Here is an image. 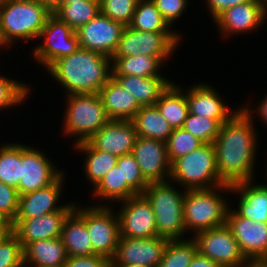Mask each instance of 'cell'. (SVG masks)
Listing matches in <instances>:
<instances>
[{
  "instance_id": "6da1fadb",
  "label": "cell",
  "mask_w": 267,
  "mask_h": 267,
  "mask_svg": "<svg viewBox=\"0 0 267 267\" xmlns=\"http://www.w3.org/2000/svg\"><path fill=\"white\" fill-rule=\"evenodd\" d=\"M253 122L241 108L221 125L213 142L219 178L227 185L253 180L258 142Z\"/></svg>"
},
{
  "instance_id": "7a4b0ae2",
  "label": "cell",
  "mask_w": 267,
  "mask_h": 267,
  "mask_svg": "<svg viewBox=\"0 0 267 267\" xmlns=\"http://www.w3.org/2000/svg\"><path fill=\"white\" fill-rule=\"evenodd\" d=\"M112 60L101 53L79 48L56 60L47 70L69 94H99L112 78Z\"/></svg>"
},
{
  "instance_id": "3957f363",
  "label": "cell",
  "mask_w": 267,
  "mask_h": 267,
  "mask_svg": "<svg viewBox=\"0 0 267 267\" xmlns=\"http://www.w3.org/2000/svg\"><path fill=\"white\" fill-rule=\"evenodd\" d=\"M51 14L35 0H0V47L38 39Z\"/></svg>"
},
{
  "instance_id": "277c9868",
  "label": "cell",
  "mask_w": 267,
  "mask_h": 267,
  "mask_svg": "<svg viewBox=\"0 0 267 267\" xmlns=\"http://www.w3.org/2000/svg\"><path fill=\"white\" fill-rule=\"evenodd\" d=\"M219 190L231 191V186H221L208 189L186 190L183 201V218L185 229L194 234L226 225L229 206L227 201L218 194Z\"/></svg>"
},
{
  "instance_id": "5b68a950",
  "label": "cell",
  "mask_w": 267,
  "mask_h": 267,
  "mask_svg": "<svg viewBox=\"0 0 267 267\" xmlns=\"http://www.w3.org/2000/svg\"><path fill=\"white\" fill-rule=\"evenodd\" d=\"M170 182H150L142 194L154 211L157 235L168 240L184 239L181 237L186 233L183 218L186 190L181 193Z\"/></svg>"
},
{
  "instance_id": "8992f818",
  "label": "cell",
  "mask_w": 267,
  "mask_h": 267,
  "mask_svg": "<svg viewBox=\"0 0 267 267\" xmlns=\"http://www.w3.org/2000/svg\"><path fill=\"white\" fill-rule=\"evenodd\" d=\"M171 179L183 185L185 190L208 189L225 184L219 178L213 143H204L176 159L171 164Z\"/></svg>"
},
{
  "instance_id": "52a82bcc",
  "label": "cell",
  "mask_w": 267,
  "mask_h": 267,
  "mask_svg": "<svg viewBox=\"0 0 267 267\" xmlns=\"http://www.w3.org/2000/svg\"><path fill=\"white\" fill-rule=\"evenodd\" d=\"M64 117V133L77 137L75 144L88 141L110 119L99 94H69Z\"/></svg>"
},
{
  "instance_id": "ba28073f",
  "label": "cell",
  "mask_w": 267,
  "mask_h": 267,
  "mask_svg": "<svg viewBox=\"0 0 267 267\" xmlns=\"http://www.w3.org/2000/svg\"><path fill=\"white\" fill-rule=\"evenodd\" d=\"M177 32H146L126 26L112 57L148 55L157 57L162 63L179 46Z\"/></svg>"
},
{
  "instance_id": "9c48e42d",
  "label": "cell",
  "mask_w": 267,
  "mask_h": 267,
  "mask_svg": "<svg viewBox=\"0 0 267 267\" xmlns=\"http://www.w3.org/2000/svg\"><path fill=\"white\" fill-rule=\"evenodd\" d=\"M42 37L44 43L37 45L33 57L46 69L56 60L71 55L80 48L75 30L53 13L47 18L39 35V38Z\"/></svg>"
},
{
  "instance_id": "30bf717a",
  "label": "cell",
  "mask_w": 267,
  "mask_h": 267,
  "mask_svg": "<svg viewBox=\"0 0 267 267\" xmlns=\"http://www.w3.org/2000/svg\"><path fill=\"white\" fill-rule=\"evenodd\" d=\"M192 237L197 252L221 267H241L247 262L227 225L198 232Z\"/></svg>"
},
{
  "instance_id": "8fae6325",
  "label": "cell",
  "mask_w": 267,
  "mask_h": 267,
  "mask_svg": "<svg viewBox=\"0 0 267 267\" xmlns=\"http://www.w3.org/2000/svg\"><path fill=\"white\" fill-rule=\"evenodd\" d=\"M104 205L85 207V223L93 245V255L111 260L120 239L119 219L111 207Z\"/></svg>"
},
{
  "instance_id": "7c38bea8",
  "label": "cell",
  "mask_w": 267,
  "mask_h": 267,
  "mask_svg": "<svg viewBox=\"0 0 267 267\" xmlns=\"http://www.w3.org/2000/svg\"><path fill=\"white\" fill-rule=\"evenodd\" d=\"M125 26L101 12L75 32L80 48L112 57Z\"/></svg>"
},
{
  "instance_id": "4fadbf2b",
  "label": "cell",
  "mask_w": 267,
  "mask_h": 267,
  "mask_svg": "<svg viewBox=\"0 0 267 267\" xmlns=\"http://www.w3.org/2000/svg\"><path fill=\"white\" fill-rule=\"evenodd\" d=\"M122 202L121 210L117 213L120 236L129 238L158 236L154 211L143 194H137Z\"/></svg>"
},
{
  "instance_id": "5bb4252c",
  "label": "cell",
  "mask_w": 267,
  "mask_h": 267,
  "mask_svg": "<svg viewBox=\"0 0 267 267\" xmlns=\"http://www.w3.org/2000/svg\"><path fill=\"white\" fill-rule=\"evenodd\" d=\"M168 239L160 236L129 238L120 236L111 265H148L157 267L163 258Z\"/></svg>"
},
{
  "instance_id": "9a60e30c",
  "label": "cell",
  "mask_w": 267,
  "mask_h": 267,
  "mask_svg": "<svg viewBox=\"0 0 267 267\" xmlns=\"http://www.w3.org/2000/svg\"><path fill=\"white\" fill-rule=\"evenodd\" d=\"M226 225L247 260L267 259V223L241 217L229 208Z\"/></svg>"
},
{
  "instance_id": "2e32d148",
  "label": "cell",
  "mask_w": 267,
  "mask_h": 267,
  "mask_svg": "<svg viewBox=\"0 0 267 267\" xmlns=\"http://www.w3.org/2000/svg\"><path fill=\"white\" fill-rule=\"evenodd\" d=\"M38 149L21 144V180L19 195L45 188L63 173Z\"/></svg>"
},
{
  "instance_id": "e0dca14e",
  "label": "cell",
  "mask_w": 267,
  "mask_h": 267,
  "mask_svg": "<svg viewBox=\"0 0 267 267\" xmlns=\"http://www.w3.org/2000/svg\"><path fill=\"white\" fill-rule=\"evenodd\" d=\"M131 154L149 183L170 180L171 163L165 142L137 136Z\"/></svg>"
},
{
  "instance_id": "ac0fdd59",
  "label": "cell",
  "mask_w": 267,
  "mask_h": 267,
  "mask_svg": "<svg viewBox=\"0 0 267 267\" xmlns=\"http://www.w3.org/2000/svg\"><path fill=\"white\" fill-rule=\"evenodd\" d=\"M74 204H66L60 211L30 219H15L12 232L18 237L23 249L31 242L61 237L62 225Z\"/></svg>"
},
{
  "instance_id": "d6986e66",
  "label": "cell",
  "mask_w": 267,
  "mask_h": 267,
  "mask_svg": "<svg viewBox=\"0 0 267 267\" xmlns=\"http://www.w3.org/2000/svg\"><path fill=\"white\" fill-rule=\"evenodd\" d=\"M136 138L132 120H109L88 142L97 150L121 157L132 153Z\"/></svg>"
},
{
  "instance_id": "ffe728a7",
  "label": "cell",
  "mask_w": 267,
  "mask_h": 267,
  "mask_svg": "<svg viewBox=\"0 0 267 267\" xmlns=\"http://www.w3.org/2000/svg\"><path fill=\"white\" fill-rule=\"evenodd\" d=\"M267 10L258 1H249L235 5L221 13L214 22L220 29L221 36L247 33L264 23Z\"/></svg>"
},
{
  "instance_id": "44dd1931",
  "label": "cell",
  "mask_w": 267,
  "mask_h": 267,
  "mask_svg": "<svg viewBox=\"0 0 267 267\" xmlns=\"http://www.w3.org/2000/svg\"><path fill=\"white\" fill-rule=\"evenodd\" d=\"M64 178L62 174L49 186L20 195L15 219H30L60 211L65 205L56 206V204L62 192Z\"/></svg>"
},
{
  "instance_id": "7402d4cb",
  "label": "cell",
  "mask_w": 267,
  "mask_h": 267,
  "mask_svg": "<svg viewBox=\"0 0 267 267\" xmlns=\"http://www.w3.org/2000/svg\"><path fill=\"white\" fill-rule=\"evenodd\" d=\"M218 94L215 88L207 84L189 87L185 93L189 113L211 119H231L241 108L228 111Z\"/></svg>"
},
{
  "instance_id": "603a6c76",
  "label": "cell",
  "mask_w": 267,
  "mask_h": 267,
  "mask_svg": "<svg viewBox=\"0 0 267 267\" xmlns=\"http://www.w3.org/2000/svg\"><path fill=\"white\" fill-rule=\"evenodd\" d=\"M61 240L68 257L93 255V245L85 223V208L74 209L62 225Z\"/></svg>"
},
{
  "instance_id": "cb8c5ba5",
  "label": "cell",
  "mask_w": 267,
  "mask_h": 267,
  "mask_svg": "<svg viewBox=\"0 0 267 267\" xmlns=\"http://www.w3.org/2000/svg\"><path fill=\"white\" fill-rule=\"evenodd\" d=\"M99 95L110 120H132L141 108L113 77L100 89Z\"/></svg>"
},
{
  "instance_id": "d4e9b609",
  "label": "cell",
  "mask_w": 267,
  "mask_h": 267,
  "mask_svg": "<svg viewBox=\"0 0 267 267\" xmlns=\"http://www.w3.org/2000/svg\"><path fill=\"white\" fill-rule=\"evenodd\" d=\"M251 182H239L231 186L230 192L241 195L238 208H234V211L241 217L267 223V185H252Z\"/></svg>"
},
{
  "instance_id": "484cf974",
  "label": "cell",
  "mask_w": 267,
  "mask_h": 267,
  "mask_svg": "<svg viewBox=\"0 0 267 267\" xmlns=\"http://www.w3.org/2000/svg\"><path fill=\"white\" fill-rule=\"evenodd\" d=\"M112 77L132 94L140 106L155 105L160 96L173 83L163 76L112 75Z\"/></svg>"
},
{
  "instance_id": "4316f807",
  "label": "cell",
  "mask_w": 267,
  "mask_h": 267,
  "mask_svg": "<svg viewBox=\"0 0 267 267\" xmlns=\"http://www.w3.org/2000/svg\"><path fill=\"white\" fill-rule=\"evenodd\" d=\"M23 252L24 267H63L68 258L61 237L31 242Z\"/></svg>"
},
{
  "instance_id": "83f0119b",
  "label": "cell",
  "mask_w": 267,
  "mask_h": 267,
  "mask_svg": "<svg viewBox=\"0 0 267 267\" xmlns=\"http://www.w3.org/2000/svg\"><path fill=\"white\" fill-rule=\"evenodd\" d=\"M137 136L167 142L173 128L156 105L141 106L132 119Z\"/></svg>"
},
{
  "instance_id": "f1b7e54d",
  "label": "cell",
  "mask_w": 267,
  "mask_h": 267,
  "mask_svg": "<svg viewBox=\"0 0 267 267\" xmlns=\"http://www.w3.org/2000/svg\"><path fill=\"white\" fill-rule=\"evenodd\" d=\"M173 82L155 103L173 129L183 127L189 113L185 92Z\"/></svg>"
},
{
  "instance_id": "f546056e",
  "label": "cell",
  "mask_w": 267,
  "mask_h": 267,
  "mask_svg": "<svg viewBox=\"0 0 267 267\" xmlns=\"http://www.w3.org/2000/svg\"><path fill=\"white\" fill-rule=\"evenodd\" d=\"M75 148L87 155L84 172L87 180L95 187L106 174L117 165L118 157L108 152L95 149L88 141L75 144Z\"/></svg>"
},
{
  "instance_id": "4dcf8cb0",
  "label": "cell",
  "mask_w": 267,
  "mask_h": 267,
  "mask_svg": "<svg viewBox=\"0 0 267 267\" xmlns=\"http://www.w3.org/2000/svg\"><path fill=\"white\" fill-rule=\"evenodd\" d=\"M112 75H134L138 77L162 76L159 69L163 63L154 56L134 55L111 57Z\"/></svg>"
},
{
  "instance_id": "1f68e13d",
  "label": "cell",
  "mask_w": 267,
  "mask_h": 267,
  "mask_svg": "<svg viewBox=\"0 0 267 267\" xmlns=\"http://www.w3.org/2000/svg\"><path fill=\"white\" fill-rule=\"evenodd\" d=\"M93 193L100 199L119 203L138 194L127 182H123L122 165H115L94 187Z\"/></svg>"
},
{
  "instance_id": "d6a6232c",
  "label": "cell",
  "mask_w": 267,
  "mask_h": 267,
  "mask_svg": "<svg viewBox=\"0 0 267 267\" xmlns=\"http://www.w3.org/2000/svg\"><path fill=\"white\" fill-rule=\"evenodd\" d=\"M99 12L100 1L88 0L60 4L53 14L76 31L79 27L95 18Z\"/></svg>"
},
{
  "instance_id": "836d02e7",
  "label": "cell",
  "mask_w": 267,
  "mask_h": 267,
  "mask_svg": "<svg viewBox=\"0 0 267 267\" xmlns=\"http://www.w3.org/2000/svg\"><path fill=\"white\" fill-rule=\"evenodd\" d=\"M128 27L146 32H177L170 30L160 11L151 0H139Z\"/></svg>"
},
{
  "instance_id": "e575fe53",
  "label": "cell",
  "mask_w": 267,
  "mask_h": 267,
  "mask_svg": "<svg viewBox=\"0 0 267 267\" xmlns=\"http://www.w3.org/2000/svg\"><path fill=\"white\" fill-rule=\"evenodd\" d=\"M21 180V144L10 143L0 146V181L15 187L19 192Z\"/></svg>"
},
{
  "instance_id": "d590c367",
  "label": "cell",
  "mask_w": 267,
  "mask_h": 267,
  "mask_svg": "<svg viewBox=\"0 0 267 267\" xmlns=\"http://www.w3.org/2000/svg\"><path fill=\"white\" fill-rule=\"evenodd\" d=\"M196 253L197 245L193 238L168 240L157 267H188Z\"/></svg>"
},
{
  "instance_id": "8d00e7d4",
  "label": "cell",
  "mask_w": 267,
  "mask_h": 267,
  "mask_svg": "<svg viewBox=\"0 0 267 267\" xmlns=\"http://www.w3.org/2000/svg\"><path fill=\"white\" fill-rule=\"evenodd\" d=\"M229 120L211 119L188 113L182 128L204 143H213L219 134L221 125Z\"/></svg>"
},
{
  "instance_id": "74e56055",
  "label": "cell",
  "mask_w": 267,
  "mask_h": 267,
  "mask_svg": "<svg viewBox=\"0 0 267 267\" xmlns=\"http://www.w3.org/2000/svg\"><path fill=\"white\" fill-rule=\"evenodd\" d=\"M203 144L204 142L187 132L184 128L173 129L166 142L170 163L172 164L179 157L191 153Z\"/></svg>"
},
{
  "instance_id": "f35d334b",
  "label": "cell",
  "mask_w": 267,
  "mask_h": 267,
  "mask_svg": "<svg viewBox=\"0 0 267 267\" xmlns=\"http://www.w3.org/2000/svg\"><path fill=\"white\" fill-rule=\"evenodd\" d=\"M100 12L125 27L132 20L139 0H99Z\"/></svg>"
},
{
  "instance_id": "ab89813d",
  "label": "cell",
  "mask_w": 267,
  "mask_h": 267,
  "mask_svg": "<svg viewBox=\"0 0 267 267\" xmlns=\"http://www.w3.org/2000/svg\"><path fill=\"white\" fill-rule=\"evenodd\" d=\"M29 92L26 84L0 76V110L21 104Z\"/></svg>"
},
{
  "instance_id": "60d3db41",
  "label": "cell",
  "mask_w": 267,
  "mask_h": 267,
  "mask_svg": "<svg viewBox=\"0 0 267 267\" xmlns=\"http://www.w3.org/2000/svg\"><path fill=\"white\" fill-rule=\"evenodd\" d=\"M0 267H24L23 247L12 231L0 243Z\"/></svg>"
},
{
  "instance_id": "b9f144b4",
  "label": "cell",
  "mask_w": 267,
  "mask_h": 267,
  "mask_svg": "<svg viewBox=\"0 0 267 267\" xmlns=\"http://www.w3.org/2000/svg\"><path fill=\"white\" fill-rule=\"evenodd\" d=\"M117 165H122L123 182H127L138 194H142L149 182L142 175L134 156L128 154L118 157Z\"/></svg>"
},
{
  "instance_id": "7bdbcfd3",
  "label": "cell",
  "mask_w": 267,
  "mask_h": 267,
  "mask_svg": "<svg viewBox=\"0 0 267 267\" xmlns=\"http://www.w3.org/2000/svg\"><path fill=\"white\" fill-rule=\"evenodd\" d=\"M19 192L15 187L0 181V214L11 225L17 215Z\"/></svg>"
},
{
  "instance_id": "ee69618b",
  "label": "cell",
  "mask_w": 267,
  "mask_h": 267,
  "mask_svg": "<svg viewBox=\"0 0 267 267\" xmlns=\"http://www.w3.org/2000/svg\"><path fill=\"white\" fill-rule=\"evenodd\" d=\"M156 8L160 11L164 20L170 25L176 21L185 8L189 0H151Z\"/></svg>"
},
{
  "instance_id": "f6af8a7d",
  "label": "cell",
  "mask_w": 267,
  "mask_h": 267,
  "mask_svg": "<svg viewBox=\"0 0 267 267\" xmlns=\"http://www.w3.org/2000/svg\"><path fill=\"white\" fill-rule=\"evenodd\" d=\"M63 267H111L110 260L101 255L68 257Z\"/></svg>"
},
{
  "instance_id": "bcb514c9",
  "label": "cell",
  "mask_w": 267,
  "mask_h": 267,
  "mask_svg": "<svg viewBox=\"0 0 267 267\" xmlns=\"http://www.w3.org/2000/svg\"><path fill=\"white\" fill-rule=\"evenodd\" d=\"M205 1L208 4L207 9H209V12L211 13V18L213 17V20H215L221 13H223L228 8L249 1H257V0H205Z\"/></svg>"
},
{
  "instance_id": "7dc6e473",
  "label": "cell",
  "mask_w": 267,
  "mask_h": 267,
  "mask_svg": "<svg viewBox=\"0 0 267 267\" xmlns=\"http://www.w3.org/2000/svg\"><path fill=\"white\" fill-rule=\"evenodd\" d=\"M188 267H221L219 264L210 260L208 257L200 255L198 252L192 259L191 264Z\"/></svg>"
},
{
  "instance_id": "c3c4849f",
  "label": "cell",
  "mask_w": 267,
  "mask_h": 267,
  "mask_svg": "<svg viewBox=\"0 0 267 267\" xmlns=\"http://www.w3.org/2000/svg\"><path fill=\"white\" fill-rule=\"evenodd\" d=\"M242 109L249 115L252 116V114L255 112L257 114H259V116L261 117L262 121L264 123H266L267 125V95L264 97V99L262 100L261 104H259L258 109L257 110H253L251 111V109L248 106H243ZM258 111V112H257Z\"/></svg>"
},
{
  "instance_id": "681fc988",
  "label": "cell",
  "mask_w": 267,
  "mask_h": 267,
  "mask_svg": "<svg viewBox=\"0 0 267 267\" xmlns=\"http://www.w3.org/2000/svg\"><path fill=\"white\" fill-rule=\"evenodd\" d=\"M39 4L45 6L51 13H53L59 6L61 0H35Z\"/></svg>"
},
{
  "instance_id": "f907efd6",
  "label": "cell",
  "mask_w": 267,
  "mask_h": 267,
  "mask_svg": "<svg viewBox=\"0 0 267 267\" xmlns=\"http://www.w3.org/2000/svg\"><path fill=\"white\" fill-rule=\"evenodd\" d=\"M241 267H267V259H251Z\"/></svg>"
},
{
  "instance_id": "816d5d0a",
  "label": "cell",
  "mask_w": 267,
  "mask_h": 267,
  "mask_svg": "<svg viewBox=\"0 0 267 267\" xmlns=\"http://www.w3.org/2000/svg\"><path fill=\"white\" fill-rule=\"evenodd\" d=\"M12 231V228L0 229V243Z\"/></svg>"
},
{
  "instance_id": "f5cc1de1",
  "label": "cell",
  "mask_w": 267,
  "mask_h": 267,
  "mask_svg": "<svg viewBox=\"0 0 267 267\" xmlns=\"http://www.w3.org/2000/svg\"><path fill=\"white\" fill-rule=\"evenodd\" d=\"M2 228H12L11 225L2 217L0 214V229Z\"/></svg>"
},
{
  "instance_id": "db71d44e",
  "label": "cell",
  "mask_w": 267,
  "mask_h": 267,
  "mask_svg": "<svg viewBox=\"0 0 267 267\" xmlns=\"http://www.w3.org/2000/svg\"><path fill=\"white\" fill-rule=\"evenodd\" d=\"M111 267H151L148 265H111Z\"/></svg>"
},
{
  "instance_id": "11a10c76",
  "label": "cell",
  "mask_w": 267,
  "mask_h": 267,
  "mask_svg": "<svg viewBox=\"0 0 267 267\" xmlns=\"http://www.w3.org/2000/svg\"><path fill=\"white\" fill-rule=\"evenodd\" d=\"M74 1H88V0H61L60 4H67V3H71Z\"/></svg>"
},
{
  "instance_id": "9f6ffc18",
  "label": "cell",
  "mask_w": 267,
  "mask_h": 267,
  "mask_svg": "<svg viewBox=\"0 0 267 267\" xmlns=\"http://www.w3.org/2000/svg\"><path fill=\"white\" fill-rule=\"evenodd\" d=\"M267 10V0H257Z\"/></svg>"
}]
</instances>
